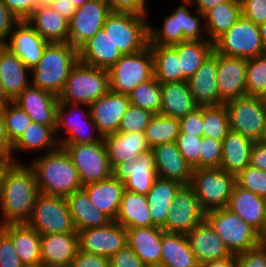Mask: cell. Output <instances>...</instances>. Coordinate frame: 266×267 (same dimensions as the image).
<instances>
[{"label": "cell", "mask_w": 266, "mask_h": 267, "mask_svg": "<svg viewBox=\"0 0 266 267\" xmlns=\"http://www.w3.org/2000/svg\"><path fill=\"white\" fill-rule=\"evenodd\" d=\"M175 142L185 160L193 169H198L202 137L188 133H180Z\"/></svg>", "instance_id": "54"}, {"label": "cell", "mask_w": 266, "mask_h": 267, "mask_svg": "<svg viewBox=\"0 0 266 267\" xmlns=\"http://www.w3.org/2000/svg\"><path fill=\"white\" fill-rule=\"evenodd\" d=\"M78 235L80 250L107 258L127 245L126 228L115 221L105 227L81 230Z\"/></svg>", "instance_id": "17"}, {"label": "cell", "mask_w": 266, "mask_h": 267, "mask_svg": "<svg viewBox=\"0 0 266 267\" xmlns=\"http://www.w3.org/2000/svg\"><path fill=\"white\" fill-rule=\"evenodd\" d=\"M41 264L45 267H70L78 249V232L41 235Z\"/></svg>", "instance_id": "23"}, {"label": "cell", "mask_w": 266, "mask_h": 267, "mask_svg": "<svg viewBox=\"0 0 266 267\" xmlns=\"http://www.w3.org/2000/svg\"><path fill=\"white\" fill-rule=\"evenodd\" d=\"M236 267H266V242L235 255Z\"/></svg>", "instance_id": "55"}, {"label": "cell", "mask_w": 266, "mask_h": 267, "mask_svg": "<svg viewBox=\"0 0 266 267\" xmlns=\"http://www.w3.org/2000/svg\"><path fill=\"white\" fill-rule=\"evenodd\" d=\"M78 55L79 62L106 70L123 56L103 28L78 49Z\"/></svg>", "instance_id": "26"}, {"label": "cell", "mask_w": 266, "mask_h": 267, "mask_svg": "<svg viewBox=\"0 0 266 267\" xmlns=\"http://www.w3.org/2000/svg\"><path fill=\"white\" fill-rule=\"evenodd\" d=\"M11 102V100L6 96L3 88V84L0 80V105L3 106L5 103Z\"/></svg>", "instance_id": "70"}, {"label": "cell", "mask_w": 266, "mask_h": 267, "mask_svg": "<svg viewBox=\"0 0 266 267\" xmlns=\"http://www.w3.org/2000/svg\"><path fill=\"white\" fill-rule=\"evenodd\" d=\"M196 108L187 81L161 83V115L180 119Z\"/></svg>", "instance_id": "34"}, {"label": "cell", "mask_w": 266, "mask_h": 267, "mask_svg": "<svg viewBox=\"0 0 266 267\" xmlns=\"http://www.w3.org/2000/svg\"><path fill=\"white\" fill-rule=\"evenodd\" d=\"M128 97L130 104L160 114L161 83L155 77L137 85Z\"/></svg>", "instance_id": "45"}, {"label": "cell", "mask_w": 266, "mask_h": 267, "mask_svg": "<svg viewBox=\"0 0 266 267\" xmlns=\"http://www.w3.org/2000/svg\"><path fill=\"white\" fill-rule=\"evenodd\" d=\"M203 16L208 40L214 43L241 18L240 1L220 3L206 11Z\"/></svg>", "instance_id": "41"}, {"label": "cell", "mask_w": 266, "mask_h": 267, "mask_svg": "<svg viewBox=\"0 0 266 267\" xmlns=\"http://www.w3.org/2000/svg\"><path fill=\"white\" fill-rule=\"evenodd\" d=\"M27 224L40 235L77 232L67 198L40 193Z\"/></svg>", "instance_id": "9"}, {"label": "cell", "mask_w": 266, "mask_h": 267, "mask_svg": "<svg viewBox=\"0 0 266 267\" xmlns=\"http://www.w3.org/2000/svg\"><path fill=\"white\" fill-rule=\"evenodd\" d=\"M81 106L87 107L88 110L83 111L85 109H83V107L81 108ZM77 111H79V113ZM63 127L66 129L65 133L68 136L59 139V145L93 143L103 140V136L98 133L96 124L91 118L90 107L88 105L59 102L55 135L58 133V130H61ZM89 128L90 130H88Z\"/></svg>", "instance_id": "13"}, {"label": "cell", "mask_w": 266, "mask_h": 267, "mask_svg": "<svg viewBox=\"0 0 266 267\" xmlns=\"http://www.w3.org/2000/svg\"><path fill=\"white\" fill-rule=\"evenodd\" d=\"M108 71L110 91L128 95L137 85L154 77L150 45L137 53L123 55Z\"/></svg>", "instance_id": "7"}, {"label": "cell", "mask_w": 266, "mask_h": 267, "mask_svg": "<svg viewBox=\"0 0 266 267\" xmlns=\"http://www.w3.org/2000/svg\"><path fill=\"white\" fill-rule=\"evenodd\" d=\"M193 5H196V10L204 14L209 9L224 2L240 1V0H191Z\"/></svg>", "instance_id": "67"}, {"label": "cell", "mask_w": 266, "mask_h": 267, "mask_svg": "<svg viewBox=\"0 0 266 267\" xmlns=\"http://www.w3.org/2000/svg\"><path fill=\"white\" fill-rule=\"evenodd\" d=\"M250 165L254 168L266 171V142H254L251 149Z\"/></svg>", "instance_id": "64"}, {"label": "cell", "mask_w": 266, "mask_h": 267, "mask_svg": "<svg viewBox=\"0 0 266 267\" xmlns=\"http://www.w3.org/2000/svg\"><path fill=\"white\" fill-rule=\"evenodd\" d=\"M40 194L34 170L21 162H8L0 175V227L27 223Z\"/></svg>", "instance_id": "1"}, {"label": "cell", "mask_w": 266, "mask_h": 267, "mask_svg": "<svg viewBox=\"0 0 266 267\" xmlns=\"http://www.w3.org/2000/svg\"><path fill=\"white\" fill-rule=\"evenodd\" d=\"M21 20L0 0V43L4 44Z\"/></svg>", "instance_id": "60"}, {"label": "cell", "mask_w": 266, "mask_h": 267, "mask_svg": "<svg viewBox=\"0 0 266 267\" xmlns=\"http://www.w3.org/2000/svg\"><path fill=\"white\" fill-rule=\"evenodd\" d=\"M262 141H265L266 142V120H265V128H264V132H263Z\"/></svg>", "instance_id": "76"}, {"label": "cell", "mask_w": 266, "mask_h": 267, "mask_svg": "<svg viewBox=\"0 0 266 267\" xmlns=\"http://www.w3.org/2000/svg\"><path fill=\"white\" fill-rule=\"evenodd\" d=\"M180 133H188L203 137V107L196 108L193 112L180 118Z\"/></svg>", "instance_id": "59"}, {"label": "cell", "mask_w": 266, "mask_h": 267, "mask_svg": "<svg viewBox=\"0 0 266 267\" xmlns=\"http://www.w3.org/2000/svg\"><path fill=\"white\" fill-rule=\"evenodd\" d=\"M181 1L182 5L177 7L173 13H177L178 31H183V41L208 39L207 35L202 33L205 30V24H201V21L204 22L203 14L196 10L198 15H192L188 8L189 5L192 7V1Z\"/></svg>", "instance_id": "46"}, {"label": "cell", "mask_w": 266, "mask_h": 267, "mask_svg": "<svg viewBox=\"0 0 266 267\" xmlns=\"http://www.w3.org/2000/svg\"><path fill=\"white\" fill-rule=\"evenodd\" d=\"M236 176L221 168L193 169L189 186L194 190L201 209L207 213L227 208Z\"/></svg>", "instance_id": "5"}, {"label": "cell", "mask_w": 266, "mask_h": 267, "mask_svg": "<svg viewBox=\"0 0 266 267\" xmlns=\"http://www.w3.org/2000/svg\"><path fill=\"white\" fill-rule=\"evenodd\" d=\"M154 59V77L160 83L182 81L180 57L173 46L150 45Z\"/></svg>", "instance_id": "43"}, {"label": "cell", "mask_w": 266, "mask_h": 267, "mask_svg": "<svg viewBox=\"0 0 266 267\" xmlns=\"http://www.w3.org/2000/svg\"><path fill=\"white\" fill-rule=\"evenodd\" d=\"M146 267H167L161 264H155V265H150V266H146Z\"/></svg>", "instance_id": "77"}, {"label": "cell", "mask_w": 266, "mask_h": 267, "mask_svg": "<svg viewBox=\"0 0 266 267\" xmlns=\"http://www.w3.org/2000/svg\"><path fill=\"white\" fill-rule=\"evenodd\" d=\"M259 30H260L262 45L266 53V21L259 25Z\"/></svg>", "instance_id": "69"}, {"label": "cell", "mask_w": 266, "mask_h": 267, "mask_svg": "<svg viewBox=\"0 0 266 267\" xmlns=\"http://www.w3.org/2000/svg\"><path fill=\"white\" fill-rule=\"evenodd\" d=\"M111 169L120 163H132L149 148L144 133L115 132L103 137Z\"/></svg>", "instance_id": "27"}, {"label": "cell", "mask_w": 266, "mask_h": 267, "mask_svg": "<svg viewBox=\"0 0 266 267\" xmlns=\"http://www.w3.org/2000/svg\"><path fill=\"white\" fill-rule=\"evenodd\" d=\"M26 267H45V266H43L42 264H40V265H37V266H26Z\"/></svg>", "instance_id": "78"}, {"label": "cell", "mask_w": 266, "mask_h": 267, "mask_svg": "<svg viewBox=\"0 0 266 267\" xmlns=\"http://www.w3.org/2000/svg\"><path fill=\"white\" fill-rule=\"evenodd\" d=\"M186 236L200 265L232 255L222 238L206 219L189 231Z\"/></svg>", "instance_id": "24"}, {"label": "cell", "mask_w": 266, "mask_h": 267, "mask_svg": "<svg viewBox=\"0 0 266 267\" xmlns=\"http://www.w3.org/2000/svg\"><path fill=\"white\" fill-rule=\"evenodd\" d=\"M242 16L260 25L266 21V0H240Z\"/></svg>", "instance_id": "57"}, {"label": "cell", "mask_w": 266, "mask_h": 267, "mask_svg": "<svg viewBox=\"0 0 266 267\" xmlns=\"http://www.w3.org/2000/svg\"><path fill=\"white\" fill-rule=\"evenodd\" d=\"M78 62V49L71 43H49L42 58L31 70V85L58 97Z\"/></svg>", "instance_id": "3"}, {"label": "cell", "mask_w": 266, "mask_h": 267, "mask_svg": "<svg viewBox=\"0 0 266 267\" xmlns=\"http://www.w3.org/2000/svg\"><path fill=\"white\" fill-rule=\"evenodd\" d=\"M29 166L34 170L40 193L67 198L83 188L77 169L61 146L33 159Z\"/></svg>", "instance_id": "2"}, {"label": "cell", "mask_w": 266, "mask_h": 267, "mask_svg": "<svg viewBox=\"0 0 266 267\" xmlns=\"http://www.w3.org/2000/svg\"><path fill=\"white\" fill-rule=\"evenodd\" d=\"M1 109L5 120V131L12 146L30 125L32 119L12 101L5 103Z\"/></svg>", "instance_id": "48"}, {"label": "cell", "mask_w": 266, "mask_h": 267, "mask_svg": "<svg viewBox=\"0 0 266 267\" xmlns=\"http://www.w3.org/2000/svg\"><path fill=\"white\" fill-rule=\"evenodd\" d=\"M206 220L222 238L231 254H239L260 244L261 234L227 208L206 213Z\"/></svg>", "instance_id": "6"}, {"label": "cell", "mask_w": 266, "mask_h": 267, "mask_svg": "<svg viewBox=\"0 0 266 267\" xmlns=\"http://www.w3.org/2000/svg\"><path fill=\"white\" fill-rule=\"evenodd\" d=\"M230 129L254 142L261 141L265 128L266 107L258 96H241L225 103Z\"/></svg>", "instance_id": "12"}, {"label": "cell", "mask_w": 266, "mask_h": 267, "mask_svg": "<svg viewBox=\"0 0 266 267\" xmlns=\"http://www.w3.org/2000/svg\"><path fill=\"white\" fill-rule=\"evenodd\" d=\"M161 265L167 267H200L186 234L164 232L161 241Z\"/></svg>", "instance_id": "39"}, {"label": "cell", "mask_w": 266, "mask_h": 267, "mask_svg": "<svg viewBox=\"0 0 266 267\" xmlns=\"http://www.w3.org/2000/svg\"><path fill=\"white\" fill-rule=\"evenodd\" d=\"M109 259L110 267H146L128 245L120 249Z\"/></svg>", "instance_id": "61"}, {"label": "cell", "mask_w": 266, "mask_h": 267, "mask_svg": "<svg viewBox=\"0 0 266 267\" xmlns=\"http://www.w3.org/2000/svg\"><path fill=\"white\" fill-rule=\"evenodd\" d=\"M70 267H110V259L78 249Z\"/></svg>", "instance_id": "62"}, {"label": "cell", "mask_w": 266, "mask_h": 267, "mask_svg": "<svg viewBox=\"0 0 266 267\" xmlns=\"http://www.w3.org/2000/svg\"><path fill=\"white\" fill-rule=\"evenodd\" d=\"M89 196L91 203L112 221L115 220L123 191L124 183L111 176L108 179L90 183L82 188Z\"/></svg>", "instance_id": "33"}, {"label": "cell", "mask_w": 266, "mask_h": 267, "mask_svg": "<svg viewBox=\"0 0 266 267\" xmlns=\"http://www.w3.org/2000/svg\"><path fill=\"white\" fill-rule=\"evenodd\" d=\"M261 98H262V101H263L264 106L266 107V91H265V93L261 96Z\"/></svg>", "instance_id": "75"}, {"label": "cell", "mask_w": 266, "mask_h": 267, "mask_svg": "<svg viewBox=\"0 0 266 267\" xmlns=\"http://www.w3.org/2000/svg\"><path fill=\"white\" fill-rule=\"evenodd\" d=\"M8 39L10 41L3 45L19 57L30 70L38 64L49 44L27 20L20 21Z\"/></svg>", "instance_id": "21"}, {"label": "cell", "mask_w": 266, "mask_h": 267, "mask_svg": "<svg viewBox=\"0 0 266 267\" xmlns=\"http://www.w3.org/2000/svg\"><path fill=\"white\" fill-rule=\"evenodd\" d=\"M21 21L27 20L35 10L37 0H1Z\"/></svg>", "instance_id": "63"}, {"label": "cell", "mask_w": 266, "mask_h": 267, "mask_svg": "<svg viewBox=\"0 0 266 267\" xmlns=\"http://www.w3.org/2000/svg\"><path fill=\"white\" fill-rule=\"evenodd\" d=\"M28 71L24 62L3 44L0 47V80L6 96L13 101L30 84Z\"/></svg>", "instance_id": "30"}, {"label": "cell", "mask_w": 266, "mask_h": 267, "mask_svg": "<svg viewBox=\"0 0 266 267\" xmlns=\"http://www.w3.org/2000/svg\"><path fill=\"white\" fill-rule=\"evenodd\" d=\"M54 1L55 0H37V5L38 6H47V5H50Z\"/></svg>", "instance_id": "71"}, {"label": "cell", "mask_w": 266, "mask_h": 267, "mask_svg": "<svg viewBox=\"0 0 266 267\" xmlns=\"http://www.w3.org/2000/svg\"><path fill=\"white\" fill-rule=\"evenodd\" d=\"M130 105L128 95L108 91L92 102L90 114L98 133L103 137L118 131L123 115Z\"/></svg>", "instance_id": "20"}, {"label": "cell", "mask_w": 266, "mask_h": 267, "mask_svg": "<svg viewBox=\"0 0 266 267\" xmlns=\"http://www.w3.org/2000/svg\"><path fill=\"white\" fill-rule=\"evenodd\" d=\"M155 114L141 107L130 104L122 117L119 132H140L144 133L150 120Z\"/></svg>", "instance_id": "51"}, {"label": "cell", "mask_w": 266, "mask_h": 267, "mask_svg": "<svg viewBox=\"0 0 266 267\" xmlns=\"http://www.w3.org/2000/svg\"><path fill=\"white\" fill-rule=\"evenodd\" d=\"M179 134V119L161 114H155L144 131L150 149L165 143L175 142Z\"/></svg>", "instance_id": "44"}, {"label": "cell", "mask_w": 266, "mask_h": 267, "mask_svg": "<svg viewBox=\"0 0 266 267\" xmlns=\"http://www.w3.org/2000/svg\"><path fill=\"white\" fill-rule=\"evenodd\" d=\"M222 141L203 136L199 153V168H220Z\"/></svg>", "instance_id": "53"}, {"label": "cell", "mask_w": 266, "mask_h": 267, "mask_svg": "<svg viewBox=\"0 0 266 267\" xmlns=\"http://www.w3.org/2000/svg\"><path fill=\"white\" fill-rule=\"evenodd\" d=\"M253 144V140L230 129L222 141L220 168L236 176L250 165Z\"/></svg>", "instance_id": "35"}, {"label": "cell", "mask_w": 266, "mask_h": 267, "mask_svg": "<svg viewBox=\"0 0 266 267\" xmlns=\"http://www.w3.org/2000/svg\"><path fill=\"white\" fill-rule=\"evenodd\" d=\"M149 23L140 15L111 12L103 29L123 55L134 54L149 45Z\"/></svg>", "instance_id": "8"}, {"label": "cell", "mask_w": 266, "mask_h": 267, "mask_svg": "<svg viewBox=\"0 0 266 267\" xmlns=\"http://www.w3.org/2000/svg\"><path fill=\"white\" fill-rule=\"evenodd\" d=\"M50 6L61 16L70 20L77 10L75 3L71 0H55Z\"/></svg>", "instance_id": "66"}, {"label": "cell", "mask_w": 266, "mask_h": 267, "mask_svg": "<svg viewBox=\"0 0 266 267\" xmlns=\"http://www.w3.org/2000/svg\"><path fill=\"white\" fill-rule=\"evenodd\" d=\"M265 223H264V240L266 239V198H265Z\"/></svg>", "instance_id": "74"}, {"label": "cell", "mask_w": 266, "mask_h": 267, "mask_svg": "<svg viewBox=\"0 0 266 267\" xmlns=\"http://www.w3.org/2000/svg\"><path fill=\"white\" fill-rule=\"evenodd\" d=\"M67 202L77 232L89 228L105 227L112 222L91 203L83 189L70 194Z\"/></svg>", "instance_id": "37"}, {"label": "cell", "mask_w": 266, "mask_h": 267, "mask_svg": "<svg viewBox=\"0 0 266 267\" xmlns=\"http://www.w3.org/2000/svg\"><path fill=\"white\" fill-rule=\"evenodd\" d=\"M8 163V161L0 155V175H1V171L3 169V167Z\"/></svg>", "instance_id": "73"}, {"label": "cell", "mask_w": 266, "mask_h": 267, "mask_svg": "<svg viewBox=\"0 0 266 267\" xmlns=\"http://www.w3.org/2000/svg\"><path fill=\"white\" fill-rule=\"evenodd\" d=\"M12 146L8 141L5 131V120L0 109V155L3 156L8 162H11Z\"/></svg>", "instance_id": "65"}, {"label": "cell", "mask_w": 266, "mask_h": 267, "mask_svg": "<svg viewBox=\"0 0 266 267\" xmlns=\"http://www.w3.org/2000/svg\"><path fill=\"white\" fill-rule=\"evenodd\" d=\"M247 59L217 53V85L220 99L226 103L246 95Z\"/></svg>", "instance_id": "18"}, {"label": "cell", "mask_w": 266, "mask_h": 267, "mask_svg": "<svg viewBox=\"0 0 266 267\" xmlns=\"http://www.w3.org/2000/svg\"><path fill=\"white\" fill-rule=\"evenodd\" d=\"M111 12L129 13L147 17V0H106Z\"/></svg>", "instance_id": "58"}, {"label": "cell", "mask_w": 266, "mask_h": 267, "mask_svg": "<svg viewBox=\"0 0 266 267\" xmlns=\"http://www.w3.org/2000/svg\"><path fill=\"white\" fill-rule=\"evenodd\" d=\"M227 209L254 227L264 240L265 198L235 184Z\"/></svg>", "instance_id": "28"}, {"label": "cell", "mask_w": 266, "mask_h": 267, "mask_svg": "<svg viewBox=\"0 0 266 267\" xmlns=\"http://www.w3.org/2000/svg\"><path fill=\"white\" fill-rule=\"evenodd\" d=\"M214 51L224 56L244 59L265 54L259 26L241 16L214 42Z\"/></svg>", "instance_id": "11"}, {"label": "cell", "mask_w": 266, "mask_h": 267, "mask_svg": "<svg viewBox=\"0 0 266 267\" xmlns=\"http://www.w3.org/2000/svg\"><path fill=\"white\" fill-rule=\"evenodd\" d=\"M11 239L21 262L25 266L41 264V235L27 223L0 227Z\"/></svg>", "instance_id": "32"}, {"label": "cell", "mask_w": 266, "mask_h": 267, "mask_svg": "<svg viewBox=\"0 0 266 267\" xmlns=\"http://www.w3.org/2000/svg\"><path fill=\"white\" fill-rule=\"evenodd\" d=\"M70 156L83 186L112 176L104 140L84 144H60Z\"/></svg>", "instance_id": "10"}, {"label": "cell", "mask_w": 266, "mask_h": 267, "mask_svg": "<svg viewBox=\"0 0 266 267\" xmlns=\"http://www.w3.org/2000/svg\"><path fill=\"white\" fill-rule=\"evenodd\" d=\"M114 221L126 229L156 226L152 222L147 196L126 189Z\"/></svg>", "instance_id": "36"}, {"label": "cell", "mask_w": 266, "mask_h": 267, "mask_svg": "<svg viewBox=\"0 0 266 267\" xmlns=\"http://www.w3.org/2000/svg\"><path fill=\"white\" fill-rule=\"evenodd\" d=\"M0 267H26L20 260L12 239L0 228Z\"/></svg>", "instance_id": "56"}, {"label": "cell", "mask_w": 266, "mask_h": 267, "mask_svg": "<svg viewBox=\"0 0 266 267\" xmlns=\"http://www.w3.org/2000/svg\"><path fill=\"white\" fill-rule=\"evenodd\" d=\"M112 176L123 182L126 190L147 195L158 177L153 150L141 152L132 163L117 164Z\"/></svg>", "instance_id": "16"}, {"label": "cell", "mask_w": 266, "mask_h": 267, "mask_svg": "<svg viewBox=\"0 0 266 267\" xmlns=\"http://www.w3.org/2000/svg\"><path fill=\"white\" fill-rule=\"evenodd\" d=\"M27 22L48 43L69 42V20L57 13L50 5L37 6Z\"/></svg>", "instance_id": "31"}, {"label": "cell", "mask_w": 266, "mask_h": 267, "mask_svg": "<svg viewBox=\"0 0 266 267\" xmlns=\"http://www.w3.org/2000/svg\"><path fill=\"white\" fill-rule=\"evenodd\" d=\"M149 45L173 46L183 42V31H178L177 13H171L164 18L161 29L149 24Z\"/></svg>", "instance_id": "49"}, {"label": "cell", "mask_w": 266, "mask_h": 267, "mask_svg": "<svg viewBox=\"0 0 266 267\" xmlns=\"http://www.w3.org/2000/svg\"><path fill=\"white\" fill-rule=\"evenodd\" d=\"M229 130V114L225 104L203 107L204 136L223 141Z\"/></svg>", "instance_id": "47"}, {"label": "cell", "mask_w": 266, "mask_h": 267, "mask_svg": "<svg viewBox=\"0 0 266 267\" xmlns=\"http://www.w3.org/2000/svg\"><path fill=\"white\" fill-rule=\"evenodd\" d=\"M110 90L109 71L78 62L58 96L59 102L90 105Z\"/></svg>", "instance_id": "4"}, {"label": "cell", "mask_w": 266, "mask_h": 267, "mask_svg": "<svg viewBox=\"0 0 266 267\" xmlns=\"http://www.w3.org/2000/svg\"><path fill=\"white\" fill-rule=\"evenodd\" d=\"M236 184L266 198V171L247 166L236 175Z\"/></svg>", "instance_id": "52"}, {"label": "cell", "mask_w": 266, "mask_h": 267, "mask_svg": "<svg viewBox=\"0 0 266 267\" xmlns=\"http://www.w3.org/2000/svg\"><path fill=\"white\" fill-rule=\"evenodd\" d=\"M71 1L75 3L77 8H79L83 6L88 0H71Z\"/></svg>", "instance_id": "72"}, {"label": "cell", "mask_w": 266, "mask_h": 267, "mask_svg": "<svg viewBox=\"0 0 266 267\" xmlns=\"http://www.w3.org/2000/svg\"><path fill=\"white\" fill-rule=\"evenodd\" d=\"M173 47L180 57L182 81H188L214 51V43L208 39L183 41Z\"/></svg>", "instance_id": "42"}, {"label": "cell", "mask_w": 266, "mask_h": 267, "mask_svg": "<svg viewBox=\"0 0 266 267\" xmlns=\"http://www.w3.org/2000/svg\"><path fill=\"white\" fill-rule=\"evenodd\" d=\"M12 102L24 110L32 122L51 126L55 130L59 105L57 96L30 84Z\"/></svg>", "instance_id": "19"}, {"label": "cell", "mask_w": 266, "mask_h": 267, "mask_svg": "<svg viewBox=\"0 0 266 267\" xmlns=\"http://www.w3.org/2000/svg\"><path fill=\"white\" fill-rule=\"evenodd\" d=\"M61 137L55 136V130L48 125L31 122L19 139L12 145L11 162L16 160L13 154L18 151L46 150L45 153L56 150Z\"/></svg>", "instance_id": "40"}, {"label": "cell", "mask_w": 266, "mask_h": 267, "mask_svg": "<svg viewBox=\"0 0 266 267\" xmlns=\"http://www.w3.org/2000/svg\"><path fill=\"white\" fill-rule=\"evenodd\" d=\"M217 53L213 51L187 81L191 94L198 107L225 104L219 95L217 85Z\"/></svg>", "instance_id": "22"}, {"label": "cell", "mask_w": 266, "mask_h": 267, "mask_svg": "<svg viewBox=\"0 0 266 267\" xmlns=\"http://www.w3.org/2000/svg\"><path fill=\"white\" fill-rule=\"evenodd\" d=\"M152 150L158 177L175 180L182 185L190 184L193 167L182 156L176 142L165 143Z\"/></svg>", "instance_id": "25"}, {"label": "cell", "mask_w": 266, "mask_h": 267, "mask_svg": "<svg viewBox=\"0 0 266 267\" xmlns=\"http://www.w3.org/2000/svg\"><path fill=\"white\" fill-rule=\"evenodd\" d=\"M111 13L106 0H88L77 8L69 20V43L79 49L103 28L106 17Z\"/></svg>", "instance_id": "15"}, {"label": "cell", "mask_w": 266, "mask_h": 267, "mask_svg": "<svg viewBox=\"0 0 266 267\" xmlns=\"http://www.w3.org/2000/svg\"><path fill=\"white\" fill-rule=\"evenodd\" d=\"M200 267H236V257L232 254L224 259L203 263Z\"/></svg>", "instance_id": "68"}, {"label": "cell", "mask_w": 266, "mask_h": 267, "mask_svg": "<svg viewBox=\"0 0 266 267\" xmlns=\"http://www.w3.org/2000/svg\"><path fill=\"white\" fill-rule=\"evenodd\" d=\"M183 185L175 180L157 177L152 188L147 193L148 208L152 222L162 227L171 209L175 194Z\"/></svg>", "instance_id": "38"}, {"label": "cell", "mask_w": 266, "mask_h": 267, "mask_svg": "<svg viewBox=\"0 0 266 267\" xmlns=\"http://www.w3.org/2000/svg\"><path fill=\"white\" fill-rule=\"evenodd\" d=\"M127 245L145 266L161 264L162 227H136L126 229Z\"/></svg>", "instance_id": "29"}, {"label": "cell", "mask_w": 266, "mask_h": 267, "mask_svg": "<svg viewBox=\"0 0 266 267\" xmlns=\"http://www.w3.org/2000/svg\"><path fill=\"white\" fill-rule=\"evenodd\" d=\"M206 219L199 199L189 185H183L175 194L171 209L162 226L165 232L187 234Z\"/></svg>", "instance_id": "14"}, {"label": "cell", "mask_w": 266, "mask_h": 267, "mask_svg": "<svg viewBox=\"0 0 266 267\" xmlns=\"http://www.w3.org/2000/svg\"><path fill=\"white\" fill-rule=\"evenodd\" d=\"M266 91V53L247 59L246 95L261 97Z\"/></svg>", "instance_id": "50"}]
</instances>
